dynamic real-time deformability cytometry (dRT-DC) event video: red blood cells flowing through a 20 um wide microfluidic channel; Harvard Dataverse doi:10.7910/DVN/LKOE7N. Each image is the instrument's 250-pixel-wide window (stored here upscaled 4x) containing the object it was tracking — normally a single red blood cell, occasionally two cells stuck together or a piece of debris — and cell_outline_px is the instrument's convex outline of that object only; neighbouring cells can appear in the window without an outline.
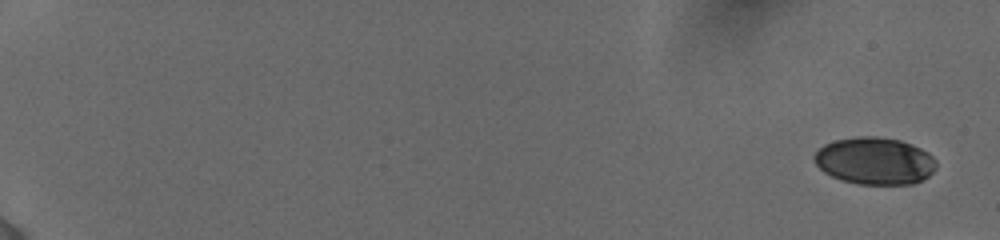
{"species": "human", "species_latin": "Homo sapiens", "temperature_condition": "cold", "stored_images_in_passage": 30, "camera_frame_rate_fps": 3000, "um_per_image_px": 0.085, "donor": {"sex": "female"}, "frame": {"image": 1, "passage_image": 1, "time_ms": 0.0, "image_size_px": [1000, 240], "cell_outline_px": [[936, 168], [924, 180], [912, 184], [860, 184], [844, 180], [832, 176], [824, 172], [816, 164], [812, 156], [824, 144], [836, 140], [856, 136], [876, 136], [900, 140], [912, 144], [928, 152], [936, 160]], "centroid_in_image_um": [74.37, 13.67], "position_along_channel_um": 10.6, "area_um2": 33.58}}
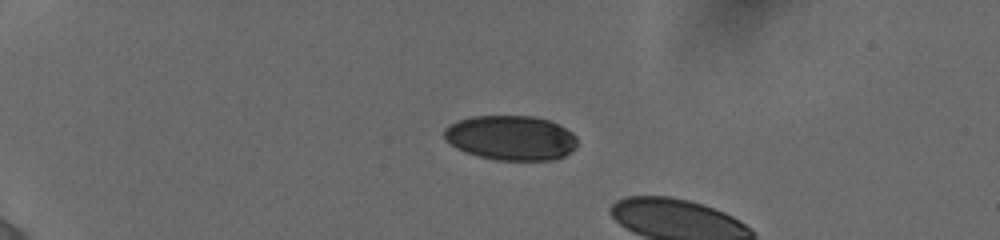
{"frame": {"image": 2, "passage_image": 23, "time_ms": 4.667, "image_size_px": [1000, 240], "cell_outline_px": [[576, 148], [572, 152], [564, 156], [552, 160], [496, 160], [464, 152], [456, 148], [444, 140], [444, 128], [448, 124], [456, 120], [472, 116], [532, 116], [548, 120], [560, 124], [572, 132], [576, 136]], "centroid_in_image_um": [43.41, 11.71], "position_along_channel_um": 41.6, "area_um2": 35.08}}